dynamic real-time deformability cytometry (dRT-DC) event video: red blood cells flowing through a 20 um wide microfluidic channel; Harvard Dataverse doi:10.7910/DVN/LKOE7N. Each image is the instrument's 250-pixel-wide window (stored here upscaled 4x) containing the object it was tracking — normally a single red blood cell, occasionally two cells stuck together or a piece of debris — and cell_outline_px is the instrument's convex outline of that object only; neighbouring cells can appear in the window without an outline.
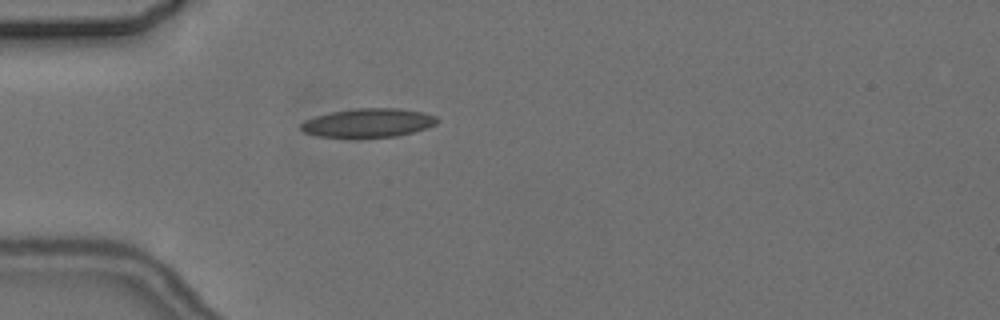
{"species": "common noctule bat (a hibernating species)", "species_latin": "Nyctalus noctula", "temperature_condition": "cold", "stored_images_in_passage": 2, "camera_frame_rate_fps": 3000, "um_per_image_px": 0.085, "animal": {"sex": "female", "body_mass_g": 24.6, "forearm_length_mm": 56.2}, "frame": {"image": 1, "passage_image": 2, "time_ms": 1.0, "image_size_px": [1000, 320], "cell_outline_px": [[440, 120], [436, 124], [428, 128], [400, 136], [316, 136], [304, 132], [300, 128], [300, 124], [304, 120], [316, 116], [332, 112], [356, 108], [400, 108], [424, 112], [436, 116]], "centroid_in_image_um": [31.36, 10.42], "position_along_channel_um": 53.6, "area_um2": 22.72}}